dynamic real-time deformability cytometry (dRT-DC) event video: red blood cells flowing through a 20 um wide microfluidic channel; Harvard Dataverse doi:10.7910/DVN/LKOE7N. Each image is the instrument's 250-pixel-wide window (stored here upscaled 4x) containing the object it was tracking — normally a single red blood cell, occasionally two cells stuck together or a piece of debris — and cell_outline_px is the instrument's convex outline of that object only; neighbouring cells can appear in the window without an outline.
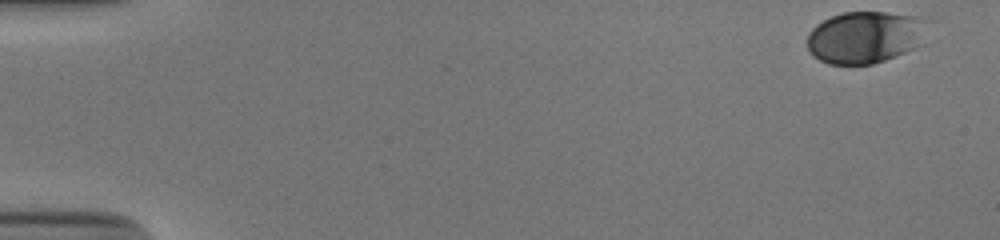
{"species": "human", "species_latin": "Homo sapiens", "temperature_condition": "cold", "stored_images_in_passage": 7, "camera_frame_rate_fps": 3000, "um_per_image_px": 0.085, "donor": {"sex": "male"}, "frame": {"image": 1, "passage_image": 1, "time_ms": 0.0, "image_size_px": [1000, 240], "cell_outline_px": [[936, 20], [924, 44], [916, 48], [884, 60], [872, 64], [828, 64], [812, 56], [808, 48], [808, 32], [816, 24], [832, 16], [844, 12], [888, 12], [920, 16]], "centroid_in_image_um": [73.7, 3.13], "position_along_channel_um": 11.3, "area_um2": 37.8}}